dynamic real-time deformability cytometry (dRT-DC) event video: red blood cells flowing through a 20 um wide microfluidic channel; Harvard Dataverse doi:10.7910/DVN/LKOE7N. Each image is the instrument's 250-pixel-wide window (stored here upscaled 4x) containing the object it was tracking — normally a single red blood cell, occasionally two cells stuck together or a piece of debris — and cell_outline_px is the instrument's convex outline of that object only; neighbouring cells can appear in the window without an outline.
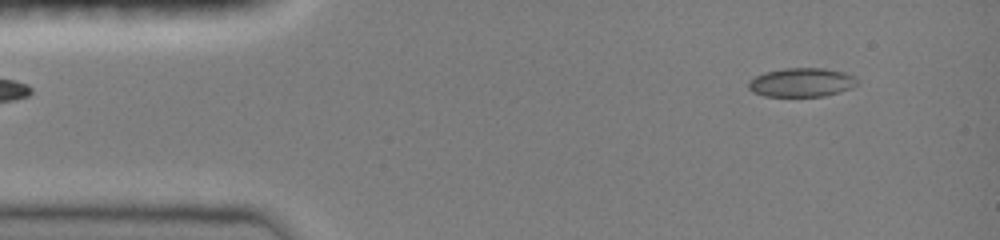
{"species": "common noctule bat (a hibernating species)", "species_latin": "Nyctalus noctula", "temperature_condition": "room temperature", "stored_images_in_passage": 44, "camera_frame_rate_fps": 3000, "um_per_image_px": 0.085, "animal": {"sex": "female", "body_mass_g": 19.0, "forearm_length_mm": 51.5}, "frame": {"image": 1, "passage_image": 1, "time_ms": 0.0, "image_size_px": [1000, 240], "cell_outline_px": [[860, 84], [852, 88], [840, 92], [824, 96], [764, 96], [752, 92], [748, 88], [748, 80], [764, 72], [784, 68], [824, 68], [844, 72], [856, 76], [860, 80]], "centroid_in_image_um": [68.18, 7.0], "position_along_channel_um": 16.8, "area_um2": 18.67}}
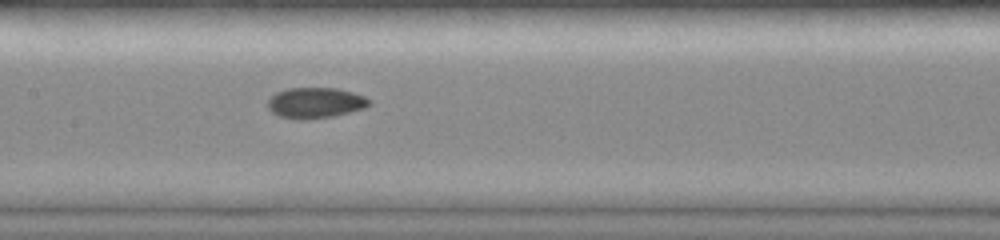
{"frame": {"image": 2, "passage_image": 19, "time_ms": 6.0, "image_size_px": [1000, 240], "cell_outline_px": [[372, 104], [364, 108], [332, 116], [300, 120], [296, 120], [280, 116], [272, 112], [268, 108], [268, 100], [276, 92], [288, 88], [336, 88], [352, 92], [364, 96], [372, 100]], "centroid_in_image_um": [26.81, 8.74], "position_along_channel_um": 180.6, "area_um2": 18.09}}
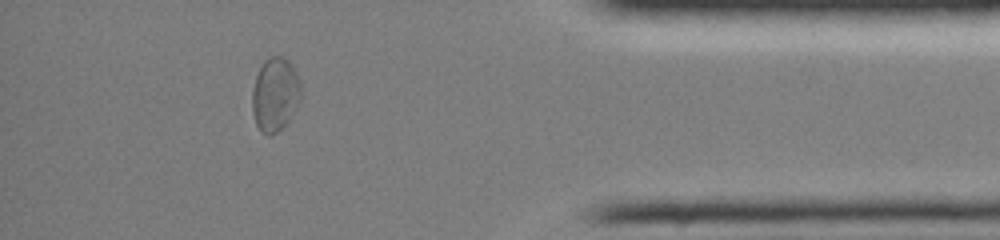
{"frame": {"image": 3, "passage_image": 38, "time_ms": 12.333, "image_size_px": [1000, 240], "cell_outline_px": [[300, 100], [296, 108], [288, 120], [276, 132], [268, 136], [256, 124], [252, 112], [252, 92], [256, 76], [264, 60], [272, 56], [284, 56], [288, 60], [300, 84]], "centroid_in_image_um": [23.36, 8.01], "position_along_channel_um": 411.8, "area_um2": 20.46}, "authors_computed_cell_mechanics": {"area_um2": 18.1492, "velocity_mm_per_s": 4.0383, "shape_relaxation_time_tau1_ms": null, "shape_relaxation_time_tau2_ms": 3.0222, "deformation_change_tau1": null, "deformation_change_tau2": 0.0585}}